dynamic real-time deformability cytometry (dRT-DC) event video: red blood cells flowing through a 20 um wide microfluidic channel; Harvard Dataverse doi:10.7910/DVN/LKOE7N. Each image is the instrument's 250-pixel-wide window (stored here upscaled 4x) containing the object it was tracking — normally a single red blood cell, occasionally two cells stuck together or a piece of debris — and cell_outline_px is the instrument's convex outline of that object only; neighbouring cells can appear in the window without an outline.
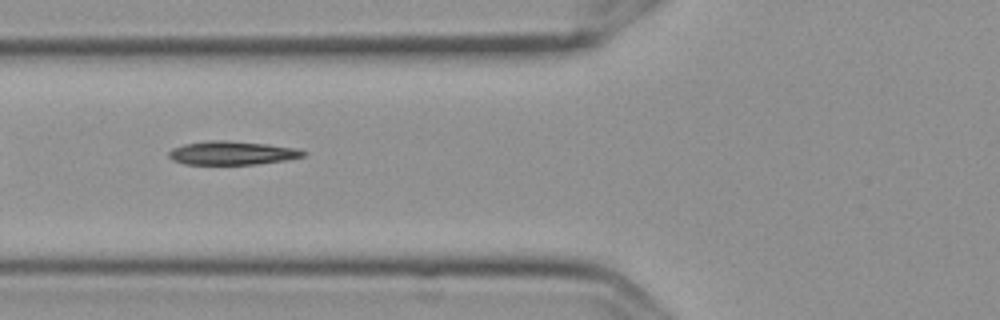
{"species": "Egyptian fruit bat (a non-hibernating species)", "species_latin": "Rousettus aegyptiacus", "temperature_condition": "cold", "stored_images_in_passage": 39, "camera_frame_rate_fps": 3000, "um_per_image_px": 0.085, "frame": {"image": 1, "passage_image": 5, "time_ms": 1.333, "image_size_px": [1000, 320], "cell_outline_px": [[308, 152], [304, 156], [284, 160], [256, 164], [184, 164], [172, 160], [168, 156], [168, 152], [172, 148], [184, 144], [208, 140], [224, 140], [268, 144], [296, 148]], "centroid_in_image_um": [19.7, 13.0], "position_along_channel_um": 106.1, "area_um2": 18.5}}
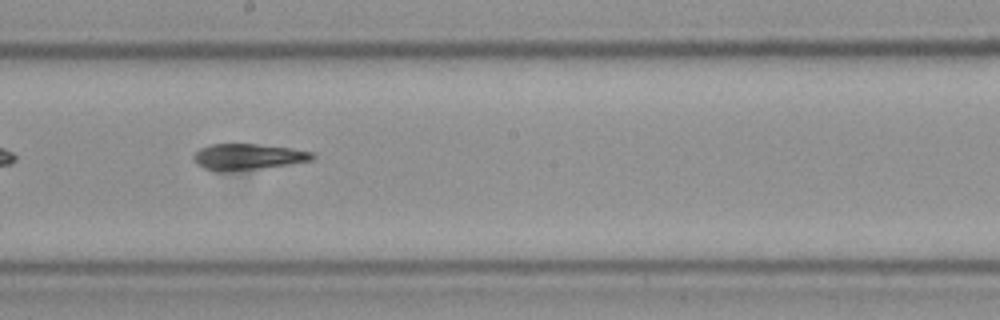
{"frame": {"image": 2, "passage_image": 15, "time_ms": 4.667, "image_size_px": [1000, 320], "cell_outline_px": [[316, 156], [312, 160], [288, 164], [256, 168], [204, 168], [196, 164], [192, 160], [192, 156], [200, 148], [208, 144], [256, 144], [292, 148], [316, 152]], "centroid_in_image_um": [21.13, 13.26], "position_along_channel_um": 227.1, "area_um2": 17.28}}
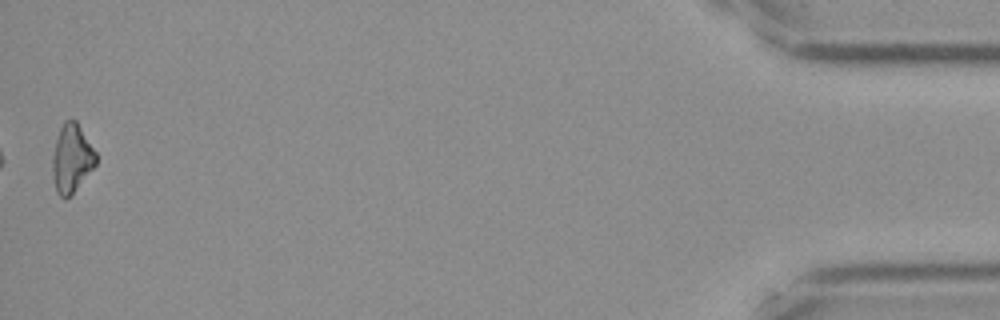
{"frame": {"image": 3, "passage_image": 39, "time_ms": 12.667, "image_size_px": [1000, 320], "cell_outline_px": [[96, 164], [72, 192], [68, 196], [60, 196], [56, 188], [52, 172], [52, 156], [56, 140], [60, 128], [64, 120], [76, 120], [96, 152]], "centroid_in_image_um": [6.08, 13.4], "position_along_channel_um": 429.1, "area_um2": 16.76}, "authors_computed_cell_mechanics": {"area_um2": 17.918, "velocity_mm_per_s": 3.6113, "shape_relaxation_time_tau1_ms": null, "shape_relaxation_time_tau2_ms": 11.3562, "deformation_change_tau1": null, "deformation_change_tau2": 0.2107}}